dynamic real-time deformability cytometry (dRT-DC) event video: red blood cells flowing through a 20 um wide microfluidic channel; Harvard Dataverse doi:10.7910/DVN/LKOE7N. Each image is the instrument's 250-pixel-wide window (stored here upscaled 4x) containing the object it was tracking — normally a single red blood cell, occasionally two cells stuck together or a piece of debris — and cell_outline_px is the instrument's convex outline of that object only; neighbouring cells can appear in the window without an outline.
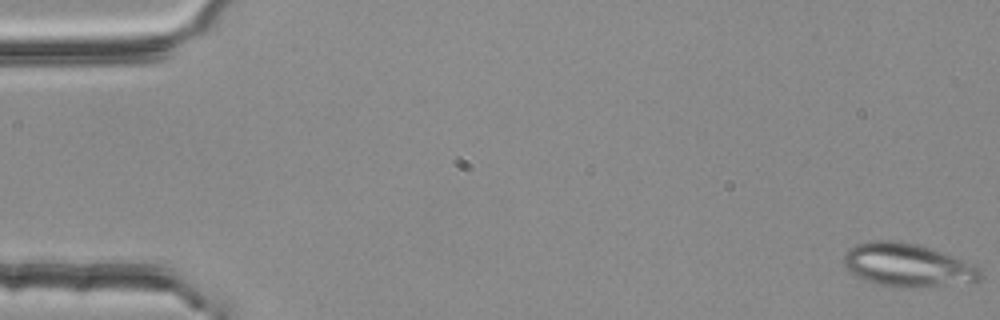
{"species": "common noctule bat (a hibernating species)", "species_latin": "Nyctalus noctula", "temperature_condition": "room temperature", "stored_images_in_passage": 53, "camera_frame_rate_fps": 3000, "um_per_image_px": 0.085, "animal": {"sex": "female", "body_mass_g": 25.1}, "frame": {"image": 1, "passage_image": 1, "time_ms": 0.0, "image_size_px": [1000, 320], "cell_outline_px": [[984, 272], [976, 280], [912, 288], [896, 288], [876, 284], [864, 280], [856, 276], [844, 264], [844, 256], [848, 248], [856, 244], [872, 240], [900, 240], [916, 244], [976, 264]], "centroid_in_image_um": [77.09, 22.52], "position_along_channel_um": 7.9, "area_um2": 34.22}}
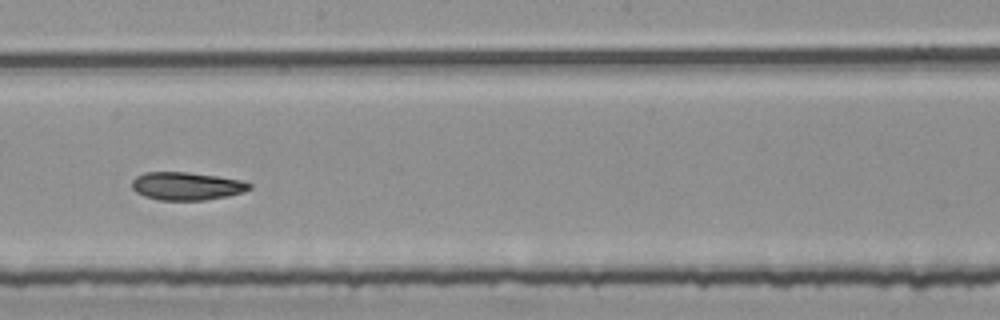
{"frame": {"image": 2, "passage_image": 31, "time_ms": 10.0, "image_size_px": [1000, 320], "cell_outline_px": [[252, 188], [244, 192], [228, 196], [204, 200], [160, 200], [144, 196], [136, 192], [132, 188], [132, 180], [136, 176], [144, 172], [188, 172], [244, 180], [252, 184]], "centroid_in_image_um": [15.89, 15.81], "position_along_channel_um": 232.3, "area_um2": 19.31}}
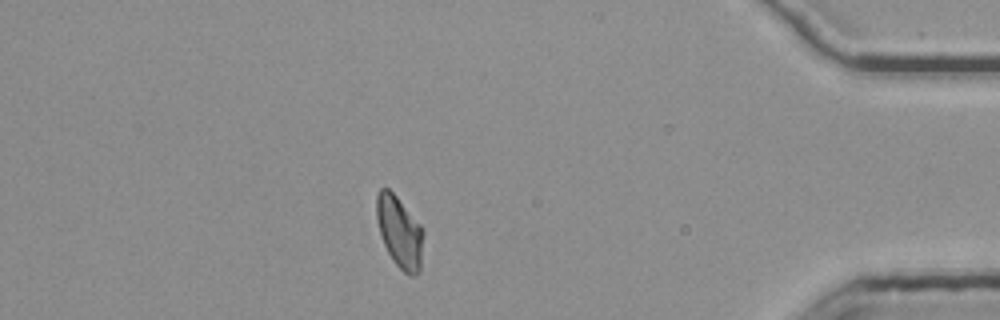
{"frame": {"image": 3, "passage_image": 48, "time_ms": 15.667, "image_size_px": [1000, 320], "cell_outline_px": [[424, 232], [420, 272], [416, 276], [408, 276], [392, 260], [384, 244], [380, 232], [376, 216], [376, 196], [380, 188], [388, 188], [396, 196], [420, 224]], "centroid_in_image_um": [33.98, 19.75], "position_along_channel_um": 401.2, "area_um2": 19.54}, "authors_computed_cell_mechanics": {"area_um2": 19.7098, "velocity_mm_per_s": 3.7739, "shape_relaxation_time_tau1_ms": 9.6475, "shape_relaxation_time_tau2_ms": null, "deformation_change_tau1": 0.2108, "deformation_change_tau2": null}}